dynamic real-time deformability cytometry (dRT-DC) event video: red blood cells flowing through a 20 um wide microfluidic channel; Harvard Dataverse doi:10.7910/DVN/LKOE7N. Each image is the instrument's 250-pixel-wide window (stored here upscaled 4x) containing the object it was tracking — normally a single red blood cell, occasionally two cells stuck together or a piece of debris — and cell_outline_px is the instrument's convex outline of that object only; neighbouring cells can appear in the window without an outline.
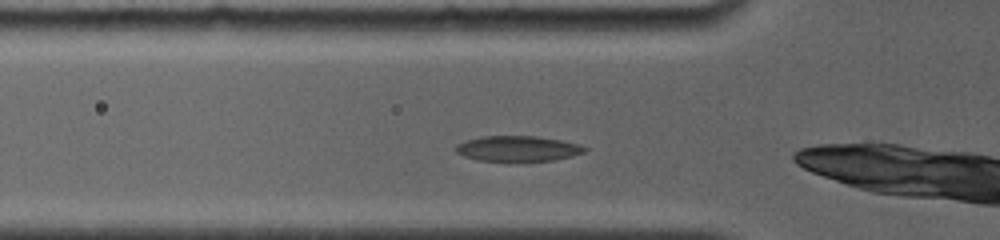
{"species": "common noctule bat (a hibernating species)", "species_latin": "Nyctalus noctula", "temperature_condition": "room temperature", "stored_images_in_passage": 14, "camera_frame_rate_fps": 4000, "um_per_image_px": 0.085, "animal": {"sex": "female", "body_mass_g": 19.0, "forearm_length_mm": 56.7}, "frame": {"image": 1, "passage_image": 2, "time_ms": 0.5, "image_size_px": [1000, 240], "cell_outline_px": [[588, 148], [584, 152], [572, 156], [556, 160], [480, 160], [464, 156], [456, 152], [456, 144], [480, 136], [536, 136], [560, 140], [580, 144]], "centroid_in_image_um": [44.04, 12.61], "position_along_channel_um": 81.8, "area_um2": 18.79}}
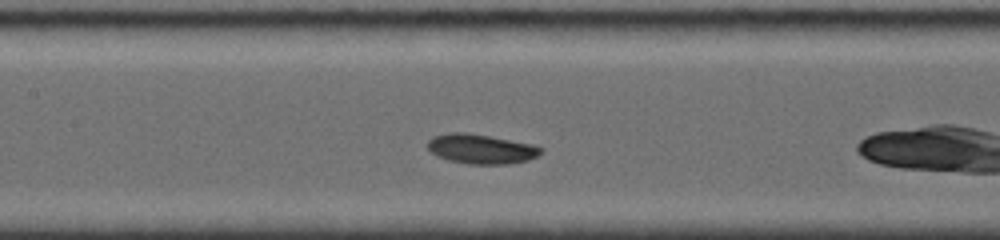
{"frame": {"image": 2, "passage_image": 6, "time_ms": 2.75, "image_size_px": [1000, 240], "cell_outline_px": [[544, 152], [528, 160], [508, 164], [468, 164], [448, 160], [436, 156], [428, 148], [428, 140], [432, 136], [448, 132], [464, 132], [488, 136], [532, 144], [544, 148]], "centroid_in_image_um": [40.88, 12.66], "position_along_channel_um": 166.5, "area_um2": 19.59}}
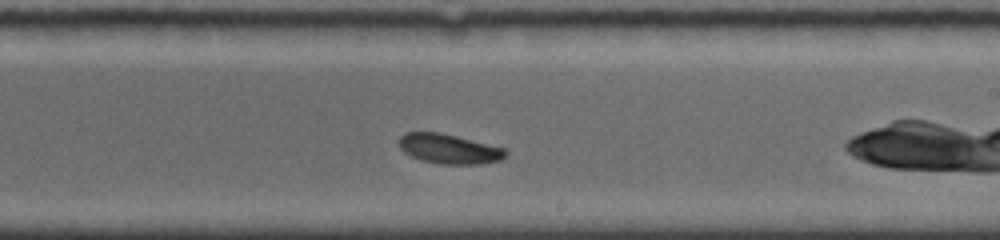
{"frame": {"image": 3, "passage_image": 10, "time_ms": 5.0, "image_size_px": [1000, 240], "cell_outline_px": [[508, 152], [500, 160], [480, 164], [440, 164], [420, 160], [404, 152], [400, 148], [396, 140], [404, 132], [440, 132], [504, 148]], "centroid_in_image_um": [38.11, 12.65], "position_along_channel_um": 250.9, "area_um2": 18.5}, "authors_computed_cell_mechanics": {"area_um2": 19.1029, "velocity_mm_per_s": 3.7578, "shape_relaxation_time_tau1_ms": 1.5636, "shape_relaxation_time_tau2_ms": null, "deformation_change_tau1": 0.0917, "deformation_change_tau2": null}}